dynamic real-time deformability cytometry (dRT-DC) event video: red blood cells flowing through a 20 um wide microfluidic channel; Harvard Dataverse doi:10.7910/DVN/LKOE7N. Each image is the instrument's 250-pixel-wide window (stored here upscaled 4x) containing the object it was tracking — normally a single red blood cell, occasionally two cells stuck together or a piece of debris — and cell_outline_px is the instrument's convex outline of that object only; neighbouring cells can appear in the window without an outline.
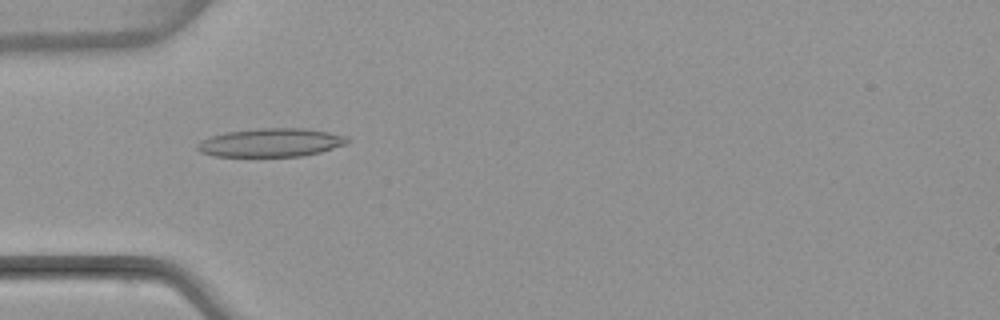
{"species": "common noctule bat (a hibernating species)", "species_latin": "Nyctalus noctula", "temperature_condition": "warm", "stored_images_in_passage": 7, "camera_frame_rate_fps": 3000, "um_per_image_px": 0.085, "animal": {"sex": "female", "body_mass_g": 22.7, "forearm_length_mm": 54.2}, "frame": {"image": 1, "passage_image": 5, "time_ms": 4.667, "image_size_px": [1000, 320], "cell_outline_px": [[352, 140], [348, 144], [320, 152], [300, 156], [212, 156], [200, 152], [196, 148], [196, 144], [200, 140], [224, 132], [260, 128], [304, 128], [328, 132], [348, 136]], "centroid_in_image_um": [23.04, 12.11], "position_along_channel_um": 62.0, "area_um2": 25.09}}
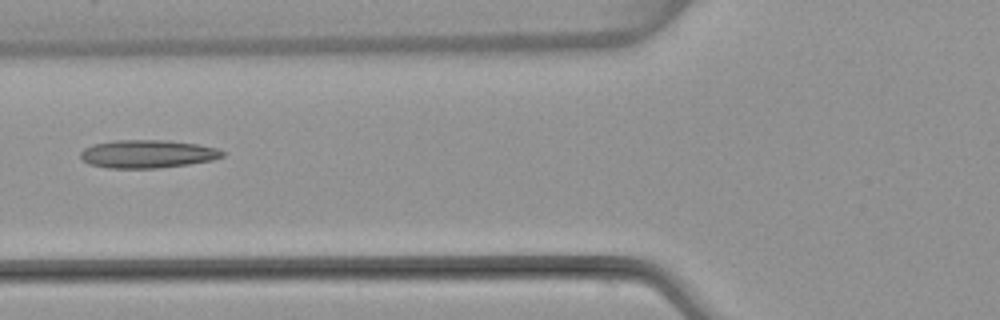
{"frame": {"image": 2, "passage_image": 6, "time_ms": 6.0, "image_size_px": [1000, 320], "cell_outline_px": [[224, 156], [212, 160], [188, 164], [156, 168], [108, 168], [88, 164], [80, 156], [80, 152], [84, 148], [92, 144], [112, 140], [164, 140], [196, 144], [216, 148], [224, 152]], "centroid_in_image_um": [12.49, 13.08], "position_along_channel_um": 113.3, "area_um2": 23.18}}
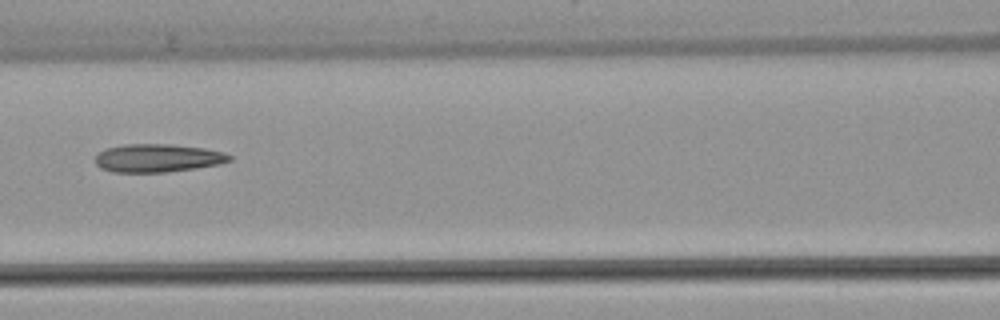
{"frame": {"image": 3, "passage_image": 7, "time_ms": 7.0, "image_size_px": [1000, 320], "cell_outline_px": [[232, 160], [220, 164], [196, 168], [168, 172], [112, 172], [100, 168], [96, 164], [96, 152], [108, 148], [124, 144], [172, 144], [204, 148], [224, 152], [232, 156]], "centroid_in_image_um": [13.41, 13.43], "position_along_channel_um": 153.2, "area_um2": 22.2}}